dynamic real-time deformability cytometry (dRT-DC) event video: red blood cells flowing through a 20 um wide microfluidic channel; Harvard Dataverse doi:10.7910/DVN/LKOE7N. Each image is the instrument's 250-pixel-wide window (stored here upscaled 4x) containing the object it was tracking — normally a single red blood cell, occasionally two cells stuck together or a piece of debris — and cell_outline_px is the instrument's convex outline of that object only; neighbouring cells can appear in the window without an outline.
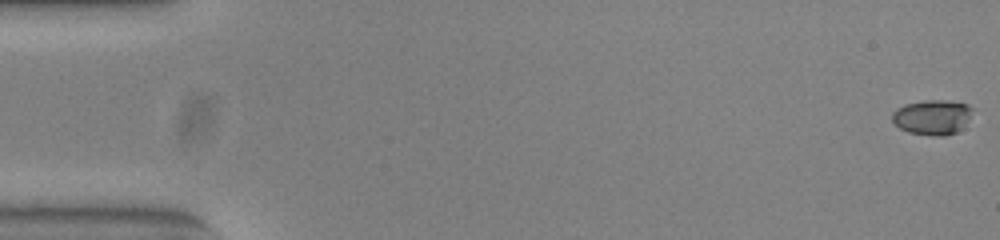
{"species": "common noctule bat (a hibernating species)", "species_latin": "Nyctalus noctula", "temperature_condition": "warm", "stored_images_in_passage": 54, "camera_frame_rate_fps": 3000, "um_per_image_px": 0.085, "animal": {"sex": "female", "body_mass_g": 23.0, "forearm_length_mm": 53.4}, "frame": {"image": 1, "passage_image": 1, "time_ms": 0.0, "image_size_px": [1000, 240], "cell_outline_px": [[972, 108], [968, 120], [956, 132], [944, 136], [932, 136], [908, 132], [900, 128], [892, 120], [892, 112], [896, 108], [904, 104], [924, 100], [944, 100], [968, 104]], "centroid_in_image_um": [79.21, 9.95], "position_along_channel_um": 5.8, "area_um2": 16.3}}
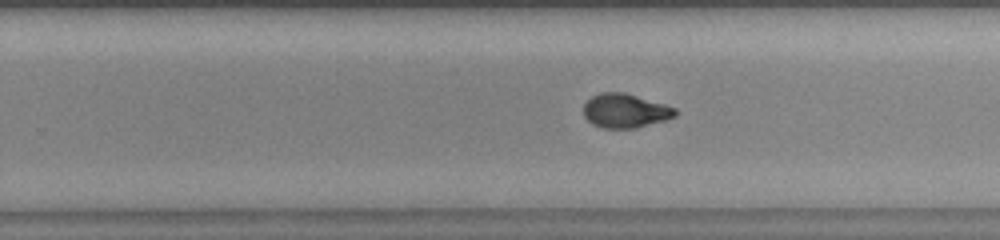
{"frame": {"image": 2, "passage_image": 34, "time_ms": 11.0, "image_size_px": [1000, 240], "cell_outline_px": [[676, 116], [664, 120], [636, 128], [604, 128], [592, 124], [584, 116], [584, 104], [592, 96], [600, 92], [624, 92], [664, 104], [676, 108]], "centroid_in_image_um": [53.13, 9.41], "position_along_channel_um": 276.7, "area_um2": 18.09}}
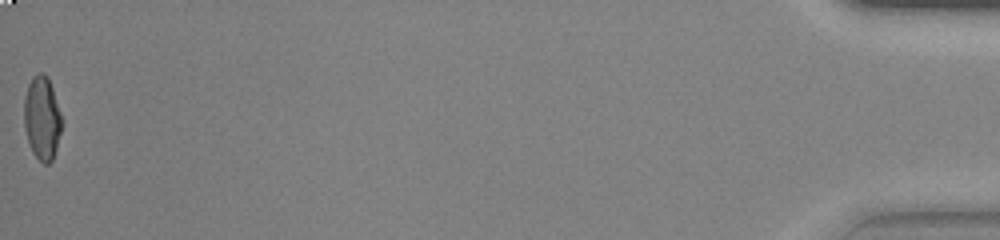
{"frame": {"image": 3, "passage_image": 54, "time_ms": 17.667, "image_size_px": [1000, 240], "cell_outline_px": [[64, 124], [52, 160], [48, 164], [44, 164], [32, 152], [24, 128], [24, 96], [28, 84], [32, 76], [40, 72], [44, 72], [48, 76], [64, 120]], "centroid_in_image_um": [3.59, 10.0], "position_along_channel_um": 431.6, "area_um2": 18.79}, "authors_computed_cell_mechanics": {"area_um2": 18.2648, "velocity_mm_per_s": 3.8784, "shape_relaxation_time_tau1_ms": 6.8066, "shape_relaxation_time_tau2_ms": 1.0116, "deformation_change_tau1": 0.2378, "deformation_change_tau2": 0.0538}}